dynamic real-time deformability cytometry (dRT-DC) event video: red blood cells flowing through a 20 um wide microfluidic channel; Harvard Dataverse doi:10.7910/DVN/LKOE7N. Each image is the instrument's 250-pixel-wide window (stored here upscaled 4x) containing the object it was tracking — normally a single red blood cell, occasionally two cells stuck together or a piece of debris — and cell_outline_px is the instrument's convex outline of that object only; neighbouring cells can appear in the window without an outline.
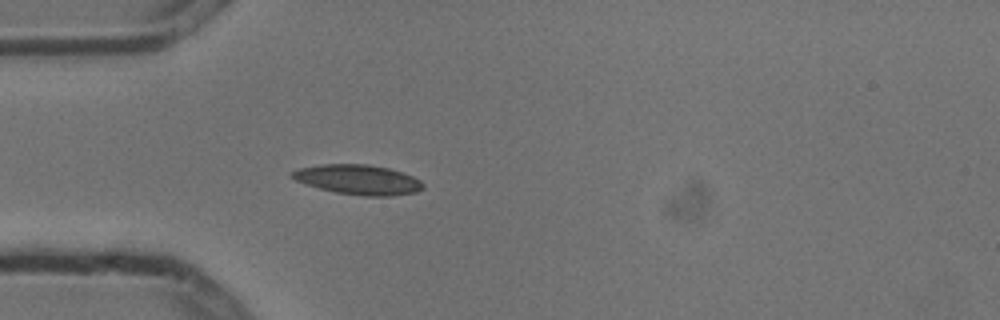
{"species": "common noctule bat (a hibernating species)", "species_latin": "Nyctalus noctula", "temperature_condition": "cold", "stored_images_in_passage": 1, "camera_frame_rate_fps": 3000, "um_per_image_px": 0.085, "animal": {"sex": "male", "body_mass_g": 13.3}, "frame": {"image": 1, "passage_image": 1, "time_ms": 0.0, "image_size_px": [1000, 320], "cell_outline_px": [[424, 188], [416, 192], [392, 196], [364, 196], [336, 192], [320, 188], [296, 180], [288, 176], [288, 172], [300, 168], [320, 164], [368, 164], [388, 168], [412, 176], [420, 180], [424, 184]], "centroid_in_image_um": [30.43, 15.26], "position_along_channel_um": 54.6, "area_um2": 22.72}}